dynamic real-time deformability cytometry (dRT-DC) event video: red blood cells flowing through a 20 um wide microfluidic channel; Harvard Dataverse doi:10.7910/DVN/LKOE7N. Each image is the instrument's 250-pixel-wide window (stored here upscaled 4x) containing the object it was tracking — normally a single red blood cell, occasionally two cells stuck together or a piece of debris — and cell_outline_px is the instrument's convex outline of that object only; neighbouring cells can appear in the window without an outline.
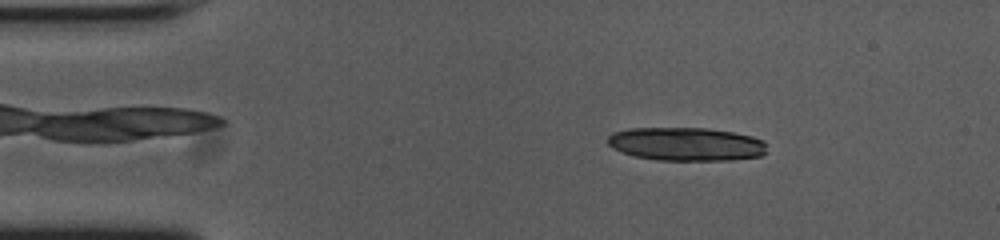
{"species": "common noctule bat (a hibernating species)", "species_latin": "Nyctalus noctula", "temperature_condition": "cold", "stored_images_in_passage": 32, "camera_frame_rate_fps": 3000, "um_per_image_px": 0.085, "animal": {"sex": "female", "body_mass_g": 23.0, "forearm_length_mm": 53.4}, "frame": {"image": 1, "passage_image": 7, "time_ms": 2.0, "image_size_px": [1000, 240], "cell_outline_px": [[764, 152], [760, 156], [732, 160], [656, 160], [632, 156], [620, 152], [612, 148], [608, 144], [608, 136], [612, 132], [628, 128], [708, 128], [732, 132], [752, 136], [764, 140]], "centroid_in_image_um": [58.26, 12.24], "position_along_channel_um": 26.7, "area_um2": 31.15}}
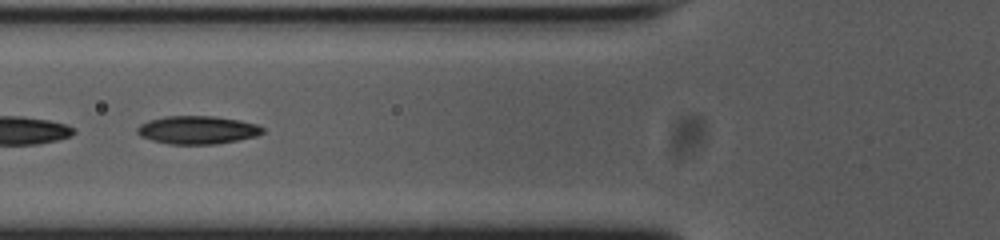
{"frame": {"image": 2, "passage_image": 19, "time_ms": 6.0, "image_size_px": [1000, 240], "cell_outline_px": [[264, 132], [256, 136], [216, 144], [168, 144], [152, 140], [140, 136], [136, 132], [136, 128], [140, 124], [148, 120], [164, 116], [212, 116], [240, 120], [256, 124], [264, 128]], "centroid_in_image_um": [16.75, 11.04], "position_along_channel_um": 109.1, "area_um2": 20.58}}
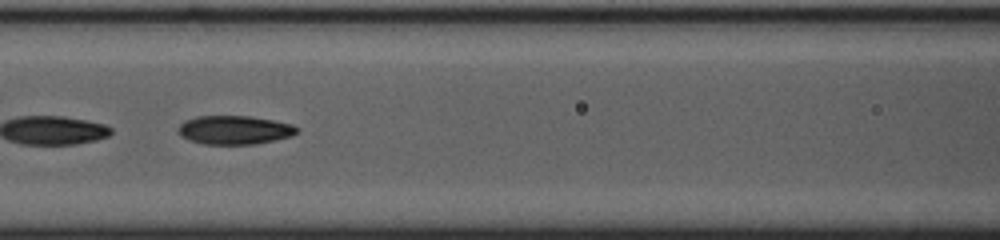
{"frame": {"image": 3, "passage_image": 22, "time_ms": 7.0, "image_size_px": [1000, 240], "cell_outline_px": [[300, 132], [292, 136], [256, 144], [204, 144], [188, 140], [180, 136], [176, 132], [176, 128], [184, 120], [196, 116], [248, 116], [272, 120], [292, 124], [300, 128]], "centroid_in_image_um": [19.91, 11.05], "position_along_channel_um": 146.7, "area_um2": 20.17}}